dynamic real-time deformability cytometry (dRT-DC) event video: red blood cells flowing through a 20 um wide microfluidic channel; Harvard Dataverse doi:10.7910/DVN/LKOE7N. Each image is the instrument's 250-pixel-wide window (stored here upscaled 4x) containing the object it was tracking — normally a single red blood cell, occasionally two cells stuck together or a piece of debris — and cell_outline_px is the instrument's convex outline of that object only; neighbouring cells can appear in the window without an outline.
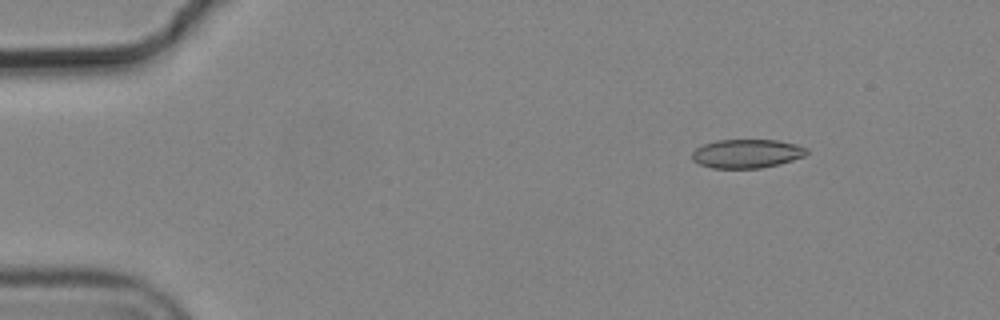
{"species": "common noctule bat (a hibernating species)", "species_latin": "Nyctalus noctula", "temperature_condition": "cold", "stored_images_in_passage": 5, "camera_frame_rate_fps": 3000, "um_per_image_px": 0.085, "animal": {"sex": "male", "body_mass_g": 19.2, "forearm_length_mm": 51.8}, "frame": {"image": 1, "passage_image": 3, "time_ms": 0.667, "image_size_px": [1000, 320], "cell_outline_px": [[808, 152], [804, 156], [780, 164], [760, 168], [712, 168], [700, 164], [692, 160], [692, 152], [696, 148], [704, 144], [716, 140], [776, 140], [796, 144], [808, 148]], "centroid_in_image_um": [63.48, 13.05], "position_along_channel_um": 21.5, "area_um2": 19.25}}